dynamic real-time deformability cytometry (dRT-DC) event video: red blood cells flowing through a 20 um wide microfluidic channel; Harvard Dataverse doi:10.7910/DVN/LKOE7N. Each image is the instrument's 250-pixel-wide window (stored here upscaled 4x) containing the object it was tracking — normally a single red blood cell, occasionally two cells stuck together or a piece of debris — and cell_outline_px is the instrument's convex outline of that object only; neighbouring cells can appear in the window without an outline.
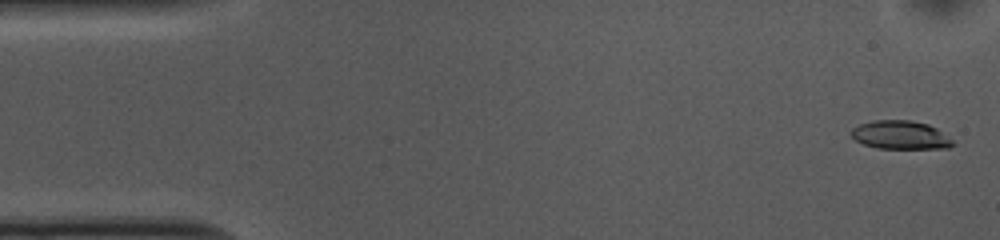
{"species": "common noctule bat (a hibernating species)", "species_latin": "Nyctalus noctula", "temperature_condition": "cold", "stored_images_in_passage": 53, "camera_frame_rate_fps": 3000, "um_per_image_px": 0.085, "animal": {"sex": "female", "body_mass_g": 10.0, "forearm_length_mm": 53.1}, "frame": {"image": 1, "passage_image": 2, "time_ms": 0.333, "image_size_px": [1000, 240], "cell_outline_px": [[956, 144], [948, 148], [876, 148], [864, 144], [856, 140], [852, 136], [852, 128], [860, 124], [872, 120], [912, 120], [928, 124], [936, 128], [952, 140]], "centroid_in_image_um": [76.54, 11.47], "position_along_channel_um": 8.5, "area_um2": 16.76}}
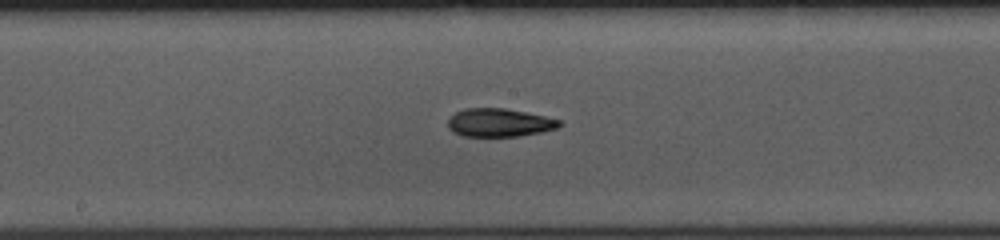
{"frame": {"image": 2, "passage_image": 27, "time_ms": 8.667, "image_size_px": [1000, 240], "cell_outline_px": [[564, 124], [560, 128], [520, 136], [464, 136], [452, 132], [448, 128], [448, 120], [456, 112], [464, 108], [504, 108], [544, 116], [560, 120]], "centroid_in_image_um": [42.46, 10.43], "position_along_channel_um": 205.7, "area_um2": 18.38}}
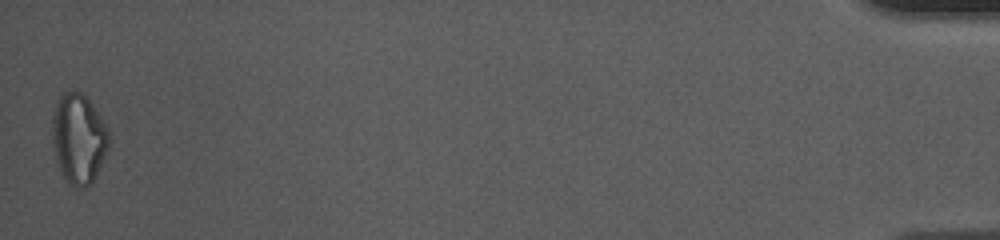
{"frame": {"image": 3, "passage_image": 53, "time_ms": 17.333, "image_size_px": [1000, 240], "cell_outline_px": [[112, 140], [92, 184], [84, 188], [80, 188], [68, 184], [60, 172], [52, 140], [52, 116], [60, 96], [64, 92], [80, 92], [92, 104], [108, 128], [112, 136]], "centroid_in_image_um": [6.71, 11.82], "position_along_channel_um": 428.5, "area_um2": 29.82}, "authors_computed_cell_mechanics": {"area_um2": 18.6694, "velocity_mm_per_s": 3.7075, "shape_relaxation_time_tau1_ms": 4.628, "shape_relaxation_time_tau2_ms": 8.4174, "deformation_change_tau1": 0.157, "deformation_change_tau2": 0.1799}}